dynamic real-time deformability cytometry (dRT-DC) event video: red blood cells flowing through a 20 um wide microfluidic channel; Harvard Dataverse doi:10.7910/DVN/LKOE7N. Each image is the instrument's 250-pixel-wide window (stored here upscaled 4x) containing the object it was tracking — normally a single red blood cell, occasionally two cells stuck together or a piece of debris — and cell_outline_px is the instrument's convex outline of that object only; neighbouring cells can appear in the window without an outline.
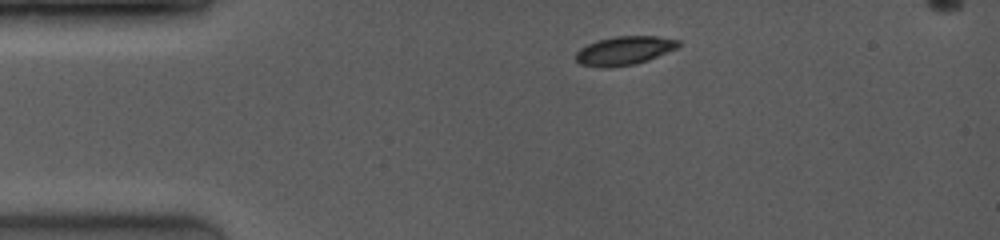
{"species": "common noctule bat (a hibernating species)", "species_latin": "Nyctalus noctula", "temperature_condition": "room temperature", "stored_images_in_passage": 50, "camera_frame_rate_fps": 4000, "um_per_image_px": 0.085, "animal": {"sex": "female", "body_mass_g": 19.0, "forearm_length_mm": 53.3}, "frame": {"image": 1, "passage_image": 1, "time_ms": 0.0, "image_size_px": [1000, 240], "cell_outline_px": [[680, 44], [676, 48], [648, 60], [636, 64], [608, 68], [604, 68], [580, 64], [576, 60], [576, 52], [580, 48], [596, 40], [616, 36], [656, 36], [680, 40]], "centroid_in_image_um": [53.04, 4.3], "position_along_channel_um": 32.0, "area_um2": 17.17}}
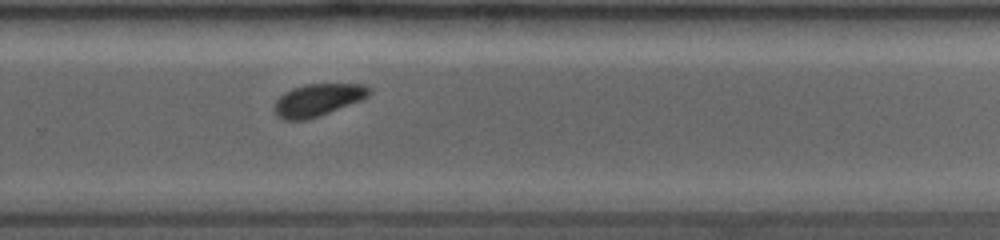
{"frame": {"image": 2, "passage_image": 32, "time_ms": 7.75, "image_size_px": [1000, 240], "cell_outline_px": [[372, 92], [368, 96], [360, 100], [320, 116], [304, 120], [284, 120], [276, 116], [272, 108], [276, 100], [280, 96], [292, 88], [308, 84], [360, 84], [372, 88]], "centroid_in_image_um": [26.99, 8.5], "position_along_channel_um": 302.8, "area_um2": 17.86}}
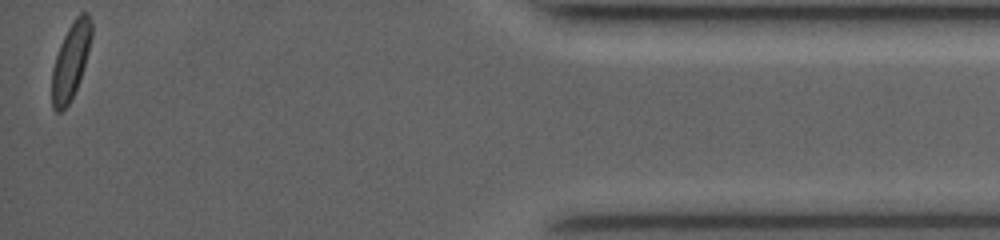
{"frame": {"image": 3, "passage_image": 50, "time_ms": 12.25, "image_size_px": [1000, 240], "cell_outline_px": [[92, 36], [88, 52], [80, 80], [68, 104], [60, 112], [56, 112], [52, 108], [52, 68], [60, 44], [68, 28], [76, 16], [80, 12], [88, 12], [92, 24]], "centroid_in_image_um": [6.02, 5.15], "position_along_channel_um": 429.2, "area_um2": 17.51}, "authors_computed_cell_mechanics": {"area_um2": 17.918, "velocity_mm_per_s": 4.1047, "shape_relaxation_time_tau1_ms": 2.1947, "shape_relaxation_time_tau2_ms": null, "deformation_change_tau1": 0.0803, "deformation_change_tau2": null}}